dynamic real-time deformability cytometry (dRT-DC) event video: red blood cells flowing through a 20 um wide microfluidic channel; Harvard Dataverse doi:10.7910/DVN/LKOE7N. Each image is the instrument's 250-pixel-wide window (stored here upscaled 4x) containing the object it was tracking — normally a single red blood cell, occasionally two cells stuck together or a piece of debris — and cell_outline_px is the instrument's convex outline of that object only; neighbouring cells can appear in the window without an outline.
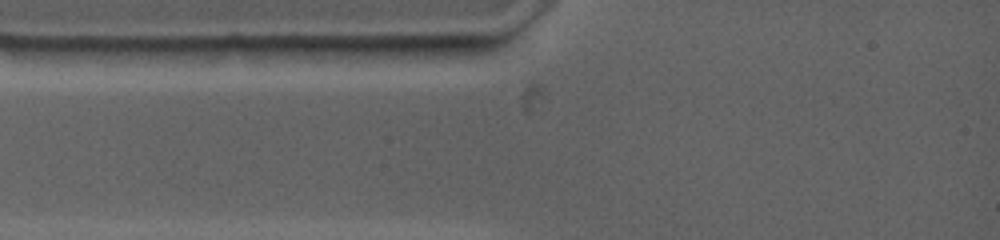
{"species": "common noctule bat (a hibernating species)", "species_latin": "Nyctalus noctula", "temperature_condition": "warm", "stored_images_in_passage": 1, "camera_frame_rate_fps": 4500, "um_per_image_px": 0.085, "animal": {"sex": "female", "body_mass_g": 19.0, "forearm_length_mm": 53.3}, "frame": {"image": 1, "passage_image": 1, "time_ms": 0.0, "image_size_px": [1000, 240], "cell_outline_px": [[444, 44], [440, 48], [428, 56], [312, 56], [300, 48], [300, 44]], "centroid_in_image_um": [31.48, 4.23], "position_along_channel_um": 53.5, "area_um2": 11.5}}